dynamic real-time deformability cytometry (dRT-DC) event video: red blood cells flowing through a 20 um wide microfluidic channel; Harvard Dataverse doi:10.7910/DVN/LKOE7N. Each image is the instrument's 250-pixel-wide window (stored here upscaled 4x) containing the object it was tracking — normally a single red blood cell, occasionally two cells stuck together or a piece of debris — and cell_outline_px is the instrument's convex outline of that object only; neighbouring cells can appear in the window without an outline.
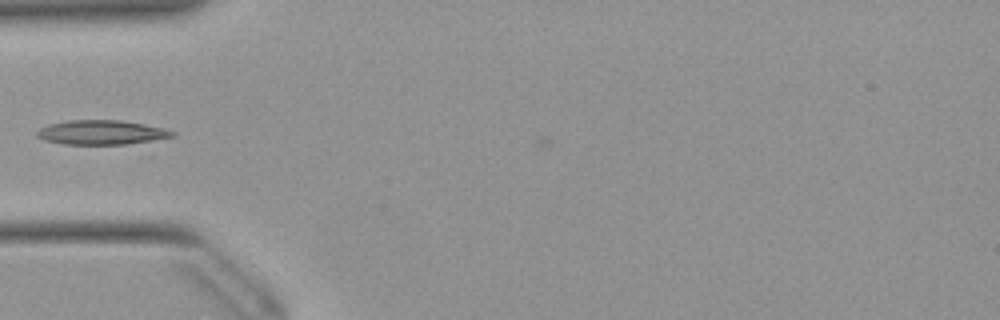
{"species": "Egyptian fruit bat (a non-hibernating species)", "species_latin": "Rousettus aegyptiacus", "temperature_condition": "warm", "stored_images_in_passage": 28, "camera_frame_rate_fps": 3000, "um_per_image_px": 0.085, "animal": {"sex": "female"}, "frame": {"image": 1, "passage_image": 2, "time_ms": 0.333, "image_size_px": [1000, 320], "cell_outline_px": [[176, 136], [128, 144], [64, 144], [44, 140], [36, 136], [36, 132], [40, 128], [48, 124], [68, 120], [120, 120], [144, 124], [176, 132]], "centroid_in_image_um": [8.59, 11.25], "position_along_channel_um": 76.4, "area_um2": 19.13}}
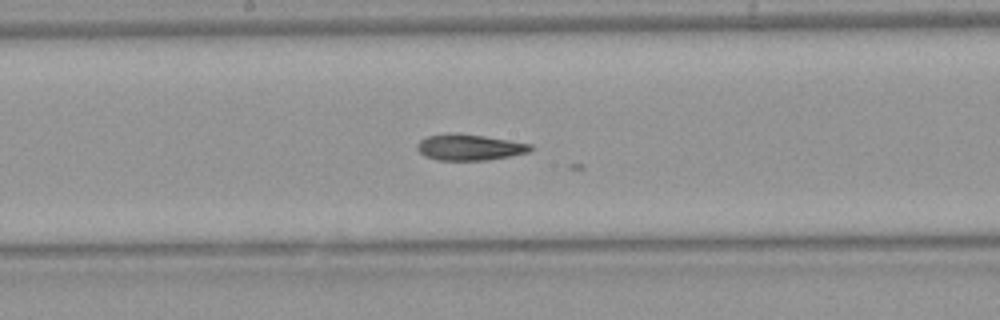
{"frame": {"image": 2, "passage_image": 12, "time_ms": 3.667, "image_size_px": [1000, 320], "cell_outline_px": [[532, 148], [528, 152], [488, 160], [436, 160], [424, 156], [416, 148], [416, 144], [420, 140], [428, 136], [448, 132], [456, 132], [484, 136], [532, 144]], "centroid_in_image_um": [39.84, 12.51], "position_along_channel_um": 208.4, "area_um2": 17.28}}
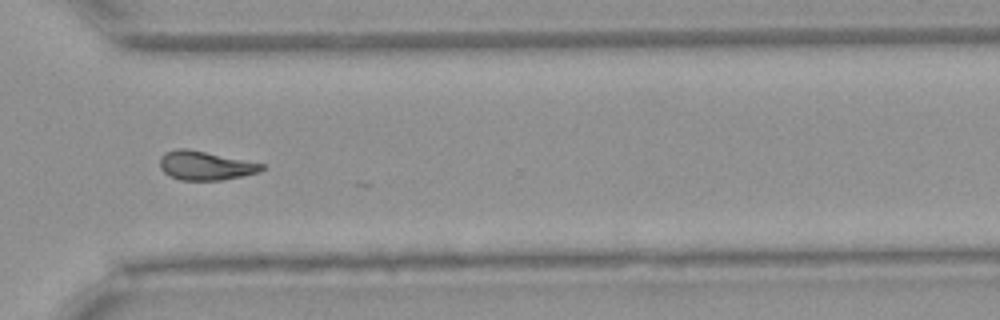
{"frame": {"image": 3, "passage_image": 23, "time_ms": 7.333, "image_size_px": [1000, 320], "cell_outline_px": [[264, 168], [260, 172], [220, 180], [180, 180], [168, 176], [160, 168], [160, 156], [164, 152], [176, 148], [188, 148], [264, 164]], "centroid_in_image_um": [17.4, 14.06], "position_along_channel_um": 353.2, "area_um2": 17.22}}